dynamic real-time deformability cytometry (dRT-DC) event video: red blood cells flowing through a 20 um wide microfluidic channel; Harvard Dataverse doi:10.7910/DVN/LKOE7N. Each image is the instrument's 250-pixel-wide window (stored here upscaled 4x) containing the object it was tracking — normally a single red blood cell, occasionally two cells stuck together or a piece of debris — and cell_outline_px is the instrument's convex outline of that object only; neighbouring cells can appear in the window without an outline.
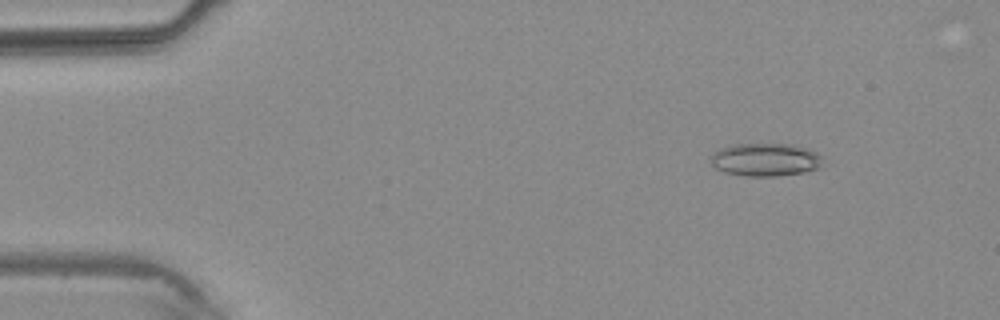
{"species": "common noctule bat (a hibernating species)", "species_latin": "Nyctalus noctula", "temperature_condition": "warm", "stored_images_in_passage": 3, "camera_frame_rate_fps": 3000, "um_per_image_px": 0.085, "animal": {"sex": "male", "body_mass_g": 20.4}, "frame": {"image": 1, "passage_image": 3, "time_ms": 5.667, "image_size_px": [1000, 320], "cell_outline_px": [[820, 168], [804, 172], [776, 176], [744, 176], [724, 172], [716, 168], [712, 164], [712, 156], [720, 148], [732, 144], [792, 144], [808, 148], [816, 152], [820, 156]], "centroid_in_image_um": [65.06, 13.57], "position_along_channel_um": 19.9, "area_um2": 21.44}}